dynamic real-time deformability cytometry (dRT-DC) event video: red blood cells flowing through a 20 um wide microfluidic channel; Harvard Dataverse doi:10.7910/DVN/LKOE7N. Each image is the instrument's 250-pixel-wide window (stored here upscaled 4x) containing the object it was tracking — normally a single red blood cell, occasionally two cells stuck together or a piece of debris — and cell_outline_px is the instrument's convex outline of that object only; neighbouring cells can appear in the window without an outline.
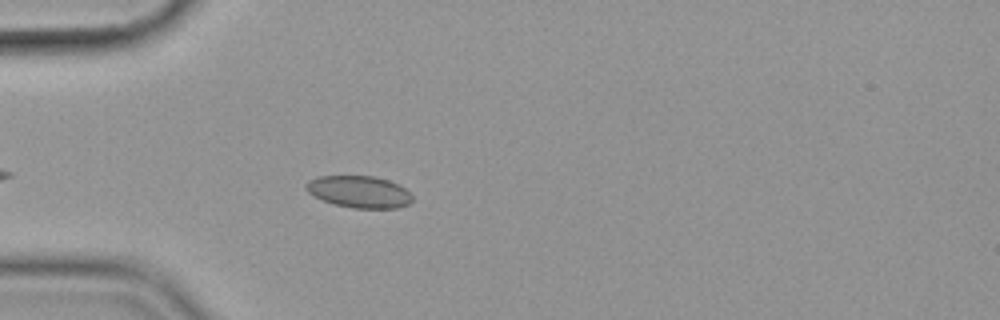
{"species": "common noctule bat (a hibernating species)", "species_latin": "Nyctalus noctula", "temperature_condition": "cold", "stored_images_in_passage": 44, "camera_frame_rate_fps": 3000, "um_per_image_px": 0.085, "animal": {"sex": "female", "body_mass_g": 19.9}, "frame": {"image": 1, "passage_image": 7, "time_ms": 2.0, "image_size_px": [1000, 320], "cell_outline_px": [[412, 200], [408, 204], [400, 208], [352, 208], [332, 204], [308, 192], [304, 188], [308, 180], [320, 176], [372, 176], [388, 180], [400, 184], [412, 196]], "centroid_in_image_um": [30.53, 16.3], "position_along_channel_um": 54.5, "area_um2": 19.77}}
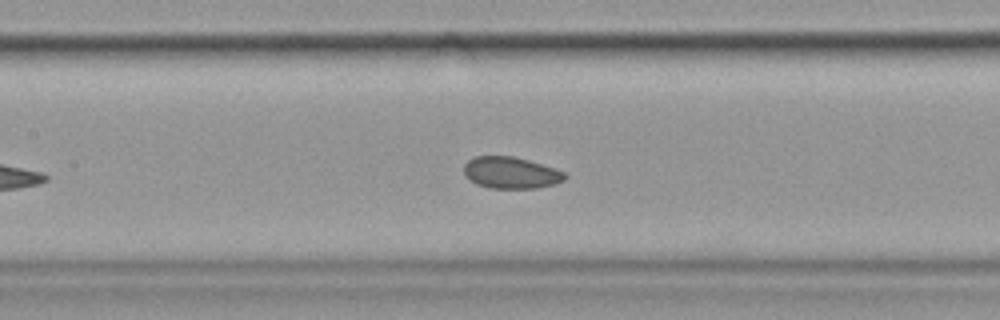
{"frame": {"image": 2, "passage_image": 17, "time_ms": 5.333, "image_size_px": [1000, 320], "cell_outline_px": [[568, 176], [564, 180], [552, 184], [536, 188], [488, 188], [476, 184], [468, 180], [464, 176], [464, 164], [468, 160], [476, 156], [512, 156], [528, 160], [556, 168], [564, 172]], "centroid_in_image_um": [43.39, 14.68], "position_along_channel_um": 164.0, "area_um2": 18.73}}
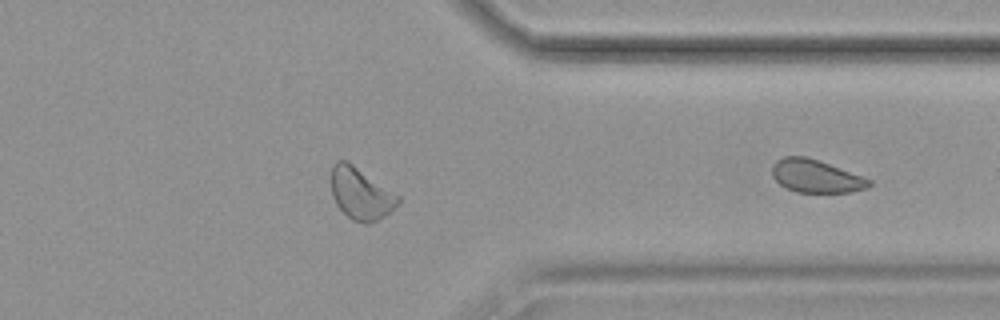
{"frame": {"image": 3, "passage_image": 32, "time_ms": 10.333, "image_size_px": [1000, 320], "cell_outline_px": [[400, 200], [384, 216], [368, 224], [364, 224], [352, 220], [336, 204], [332, 196], [332, 164], [336, 160], [344, 160], [352, 164], [400, 196]], "centroid_in_image_um": [30.64, 16.46], "position_along_channel_um": 380.8, "area_um2": 19.77}}